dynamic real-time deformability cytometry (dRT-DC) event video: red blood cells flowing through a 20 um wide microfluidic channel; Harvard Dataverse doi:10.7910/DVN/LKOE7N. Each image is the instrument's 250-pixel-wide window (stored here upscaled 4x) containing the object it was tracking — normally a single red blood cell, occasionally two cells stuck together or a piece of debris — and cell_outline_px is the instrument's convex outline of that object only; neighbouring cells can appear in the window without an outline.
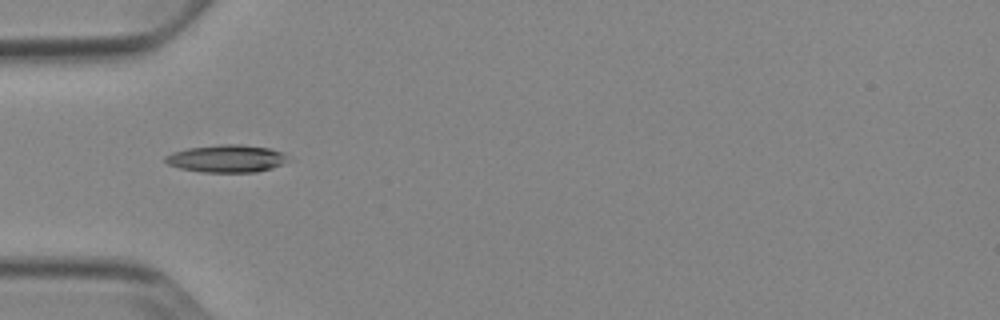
{"species": "Egyptian fruit bat (a non-hibernating species)", "species_latin": "Rousettus aegyptiacus", "temperature_condition": "cold", "stored_images_in_passage": 36, "camera_frame_rate_fps": 3000, "um_per_image_px": 0.085, "animal": {"sex": "female"}, "frame": {"image": 1, "passage_image": 1, "time_ms": 0.0, "image_size_px": [1000, 320], "cell_outline_px": [[292, 160], [272, 168], [256, 172], [200, 172], [180, 168], [168, 164], [164, 160], [164, 156], [172, 152], [188, 148], [220, 144], [240, 144], [268, 148], [284, 152]], "centroid_in_image_um": [19.29, 13.48], "position_along_channel_um": 65.7, "area_um2": 19.88}}
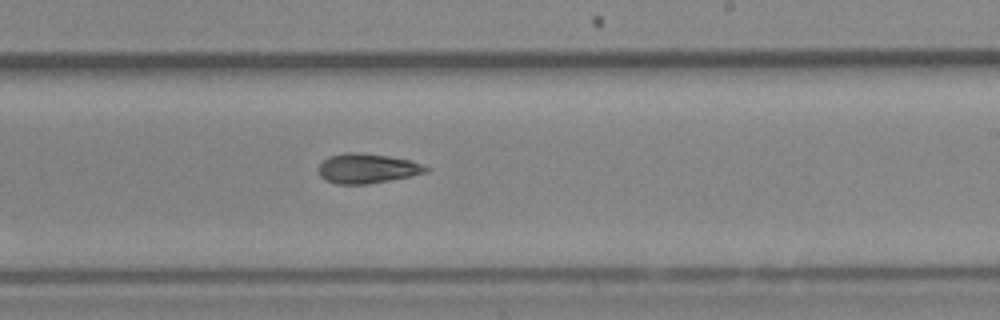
{"frame": {"image": 2, "passage_image": 16, "time_ms": 5.0, "image_size_px": [1000, 320], "cell_outline_px": [[428, 172], [412, 176], [368, 184], [336, 184], [324, 180], [320, 176], [316, 168], [328, 156], [344, 152], [356, 152], [388, 156], [412, 160], [428, 168]], "centroid_in_image_um": [31.16, 14.32], "position_along_channel_um": 257.8, "area_um2": 18.79}}
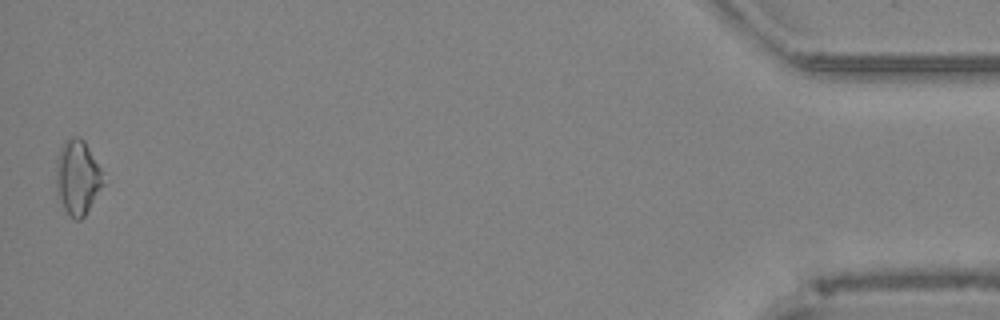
{"frame": {"image": 3, "passage_image": 36, "time_ms": 11.667, "image_size_px": [1000, 320], "cell_outline_px": [[104, 184], [84, 216], [80, 220], [72, 220], [68, 216], [56, 192], [56, 156], [64, 140], [72, 136], [80, 136], [84, 140], [104, 172]], "centroid_in_image_um": [6.59, 15.06], "position_along_channel_um": 428.6, "area_um2": 20.98}, "authors_computed_cell_mechanics": {"area_um2": 18.2648, "velocity_mm_per_s": 3.8706, "shape_relaxation_time_tau1_ms": 5.7024, "shape_relaxation_time_tau2_ms": null, "deformation_change_tau1": 0.1436, "deformation_change_tau2": null}}